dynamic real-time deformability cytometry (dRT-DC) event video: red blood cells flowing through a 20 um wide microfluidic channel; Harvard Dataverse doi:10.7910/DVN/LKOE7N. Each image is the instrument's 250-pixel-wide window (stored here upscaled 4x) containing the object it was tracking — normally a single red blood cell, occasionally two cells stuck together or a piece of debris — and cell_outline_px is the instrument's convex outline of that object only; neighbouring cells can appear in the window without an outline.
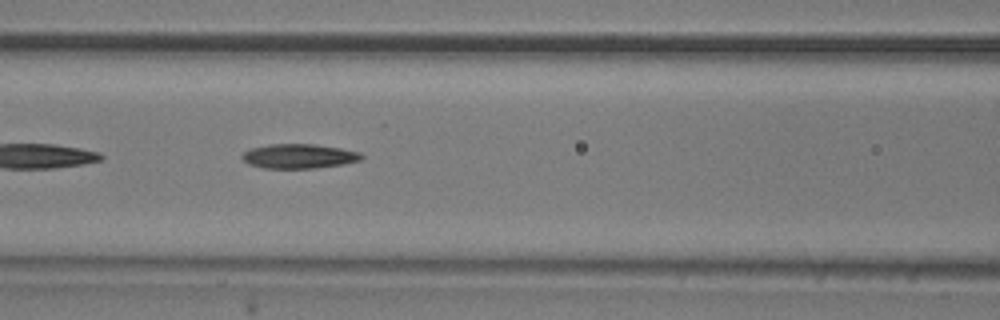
{"species": "common noctule bat (a hibernating species)", "species_latin": "Nyctalus noctula", "temperature_condition": "room temperature", "stored_images_in_passage": 34, "camera_frame_rate_fps": 3000, "um_per_image_px": 0.085, "animal": {"sex": "male", "body_mass_g": 20.5, "forearm_length_mm": 52.5}, "frame": {"image": 1, "passage_image": 8, "time_ms": 2.333, "image_size_px": [1000, 320], "cell_outline_px": [[364, 156], [360, 160], [344, 164], [316, 168], [264, 168], [248, 164], [240, 156], [244, 152], [252, 148], [268, 144], [316, 144], [340, 148], [360, 152]], "centroid_in_image_um": [25.41, 13.27], "position_along_channel_um": 141.2, "area_um2": 17.05}}
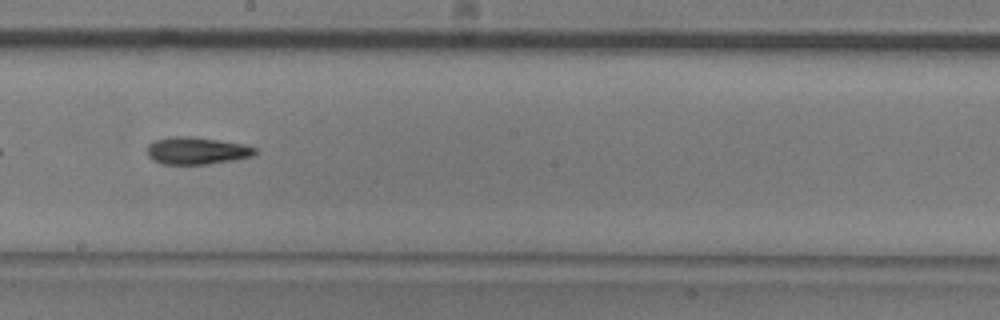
{"frame": {"image": 2, "passage_image": 15, "time_ms": 4.667, "image_size_px": [1000, 320], "cell_outline_px": [[256, 152], [252, 156], [232, 160], [208, 164], [164, 164], [152, 160], [148, 156], [148, 144], [156, 140], [168, 136], [188, 136], [244, 144], [256, 148]], "centroid_in_image_um": [16.69, 12.81], "position_along_channel_um": 231.5, "area_um2": 16.99}, "authors_computed_cell_mechanics": {"area_um2": 16.5019, "velocity_mm_per_s": 3.8701, "shape_relaxation_time_tau1_ms": 9.6316, "shape_relaxation_time_tau2_ms": null, "deformation_change_tau1": 0.2134, "deformation_change_tau2": null}}